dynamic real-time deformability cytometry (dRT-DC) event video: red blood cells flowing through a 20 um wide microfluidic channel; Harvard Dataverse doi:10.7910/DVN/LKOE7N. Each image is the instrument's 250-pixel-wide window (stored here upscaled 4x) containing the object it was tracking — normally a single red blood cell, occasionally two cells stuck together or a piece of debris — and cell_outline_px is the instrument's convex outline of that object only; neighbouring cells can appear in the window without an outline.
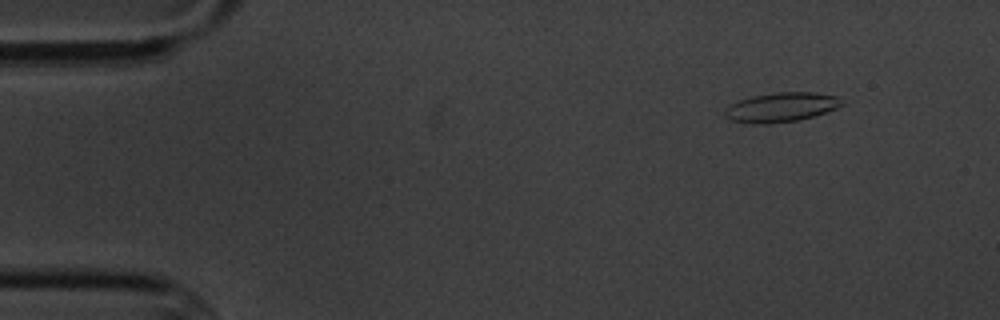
{"species": "common noctule bat (a hibernating species)", "species_latin": "Nyctalus noctula", "temperature_condition": "cold", "stored_images_in_passage": 4, "camera_frame_rate_fps": 3000, "um_per_image_px": 0.085, "animal": {"sex": "male", "body_mass_g": 20.1, "forearm_length_mm": 53.5}, "frame": {"image": 1, "passage_image": 1, "time_ms": 0.0, "image_size_px": [1000, 320], "cell_outline_px": [[844, 104], [836, 108], [816, 116], [800, 120], [768, 124], [752, 124], [732, 120], [724, 116], [724, 108], [740, 100], [752, 96], [776, 92], [816, 92], [840, 96]], "centroid_in_image_um": [66.44, 9.12], "position_along_channel_um": 18.6, "area_um2": 20.35}}